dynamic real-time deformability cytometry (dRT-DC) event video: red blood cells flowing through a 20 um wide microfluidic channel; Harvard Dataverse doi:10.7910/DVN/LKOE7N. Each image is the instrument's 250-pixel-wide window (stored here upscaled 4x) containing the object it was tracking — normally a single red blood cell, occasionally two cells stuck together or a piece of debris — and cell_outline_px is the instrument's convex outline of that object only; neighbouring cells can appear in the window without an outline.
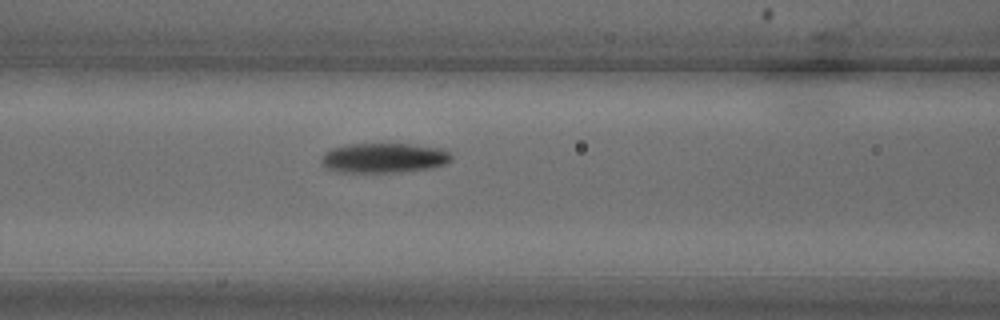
{"species": "common noctule bat (a hibernating species)", "species_latin": "Nyctalus noctula", "temperature_condition": "warm", "stored_images_in_passage": 8, "camera_frame_rate_fps": 3000, "um_per_image_px": 0.085, "animal": {"sex": "male", "body_mass_g": 18.8}, "frame": {"image": 1, "passage_image": 7, "time_ms": 2.0, "image_size_px": [1000, 320], "cell_outline_px": [[452, 160], [444, 164], [432, 168], [400, 172], [340, 172], [324, 168], [320, 160], [320, 156], [324, 152], [332, 148], [348, 144], [408, 144], [440, 148], [448, 152], [452, 156]], "centroid_in_image_um": [32.58, 13.43], "position_along_channel_um": 134.0, "area_um2": 22.72}}